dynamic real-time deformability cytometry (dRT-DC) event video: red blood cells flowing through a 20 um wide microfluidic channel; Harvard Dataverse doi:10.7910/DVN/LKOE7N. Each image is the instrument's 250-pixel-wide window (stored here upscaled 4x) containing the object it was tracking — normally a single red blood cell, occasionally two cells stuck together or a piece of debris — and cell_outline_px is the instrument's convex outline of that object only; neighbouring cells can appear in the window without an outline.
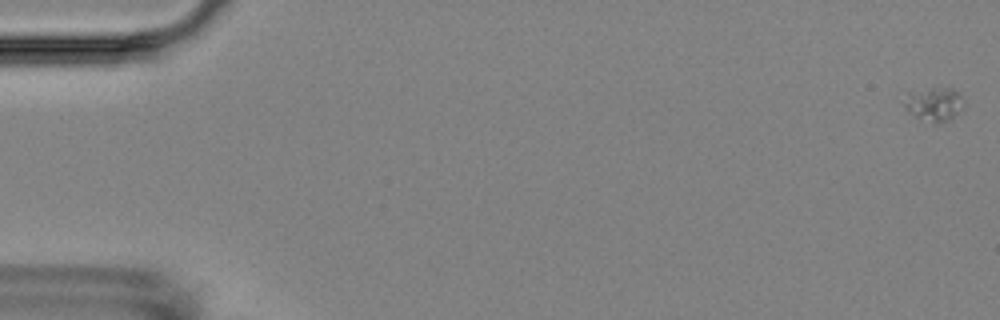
{"species": "Egyptian fruit bat (a non-hibernating species)", "species_latin": "Rousettus aegyptiacus", "temperature_condition": "room temperature", "stored_images_in_passage": 5, "camera_frame_rate_fps": 3000, "um_per_image_px": 0.085, "animal": {"sex": "female"}, "frame": {"image": 1, "passage_image": 1, "time_ms": 0.0, "image_size_px": [1000, 320], "cell_outline_px": [[964, 108], [948, 120], [940, 124], [916, 116], [900, 100], [908, 92], [932, 88], [952, 88], [960, 96], [964, 104]], "centroid_in_image_um": [79.4, 8.83], "position_along_channel_um": 5.6, "area_um2": 11.44}}